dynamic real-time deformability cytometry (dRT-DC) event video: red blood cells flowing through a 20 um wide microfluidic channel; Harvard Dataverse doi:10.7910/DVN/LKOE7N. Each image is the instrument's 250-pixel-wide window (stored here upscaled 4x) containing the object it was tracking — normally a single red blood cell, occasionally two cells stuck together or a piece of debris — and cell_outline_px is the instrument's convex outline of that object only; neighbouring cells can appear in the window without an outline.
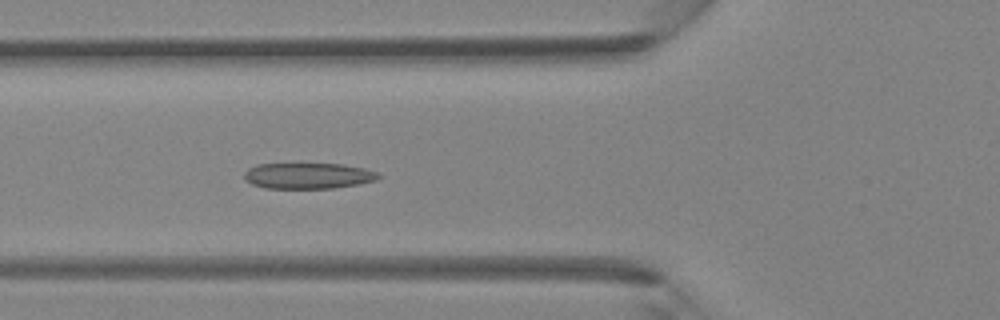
{"species": "Egyptian fruit bat (a non-hibernating species)", "species_latin": "Rousettus aegyptiacus", "temperature_condition": "room temperature", "stored_images_in_passage": 43, "camera_frame_rate_fps": 3000, "um_per_image_px": 0.085, "animal": {"sex": "female"}, "frame": {"image": 1, "passage_image": 16, "time_ms": 5.0, "image_size_px": [1000, 320], "cell_outline_px": [[380, 176], [376, 180], [356, 184], [332, 188], [264, 188], [252, 184], [244, 180], [244, 172], [248, 168], [256, 164], [344, 164], [364, 168], [376, 172]], "centroid_in_image_um": [26.13, 14.94], "position_along_channel_um": 99.7, "area_um2": 20.17}}
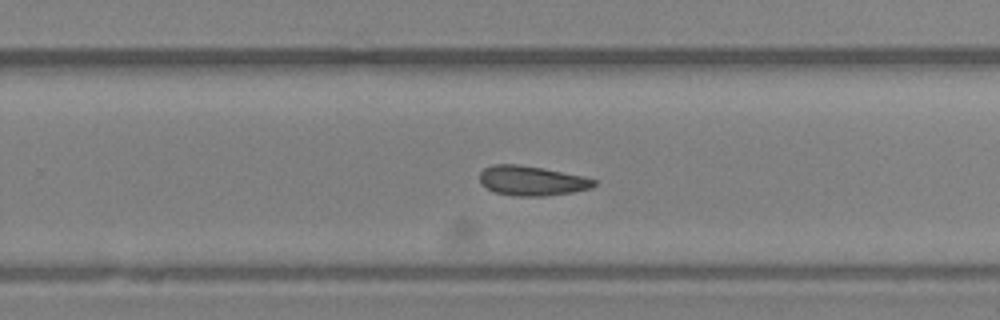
{"frame": {"image": 2, "passage_image": 28, "time_ms": 9.0, "image_size_px": [1000, 320], "cell_outline_px": [[596, 184], [592, 188], [572, 192], [544, 196], [512, 196], [496, 192], [480, 184], [480, 172], [484, 168], [492, 164], [516, 164], [544, 168], [584, 176], [596, 180]], "centroid_in_image_um": [45.2, 15.36], "position_along_channel_um": 284.6, "area_um2": 19.88}}
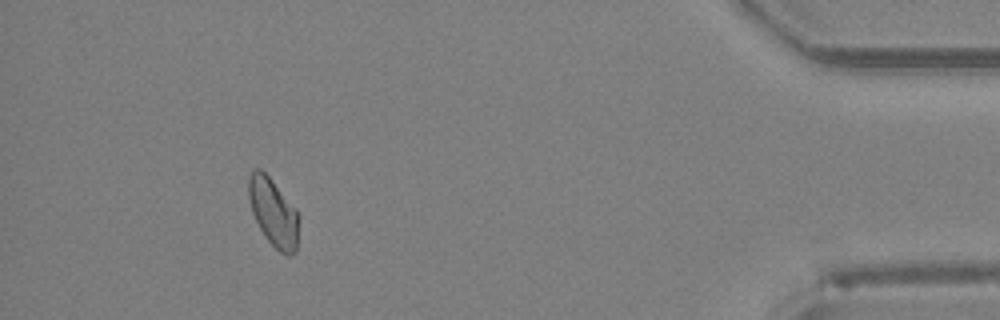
{"frame": {"image": 3, "passage_image": 40, "time_ms": 13.0, "image_size_px": [1000, 320], "cell_outline_px": [[300, 216], [296, 252], [292, 256], [288, 256], [280, 252], [264, 236], [252, 212], [248, 196], [248, 176], [252, 168], [260, 168], [268, 176], [296, 208]], "centroid_in_image_um": [23.25, 18.06], "position_along_channel_um": 412.0, "area_um2": 20.11}}